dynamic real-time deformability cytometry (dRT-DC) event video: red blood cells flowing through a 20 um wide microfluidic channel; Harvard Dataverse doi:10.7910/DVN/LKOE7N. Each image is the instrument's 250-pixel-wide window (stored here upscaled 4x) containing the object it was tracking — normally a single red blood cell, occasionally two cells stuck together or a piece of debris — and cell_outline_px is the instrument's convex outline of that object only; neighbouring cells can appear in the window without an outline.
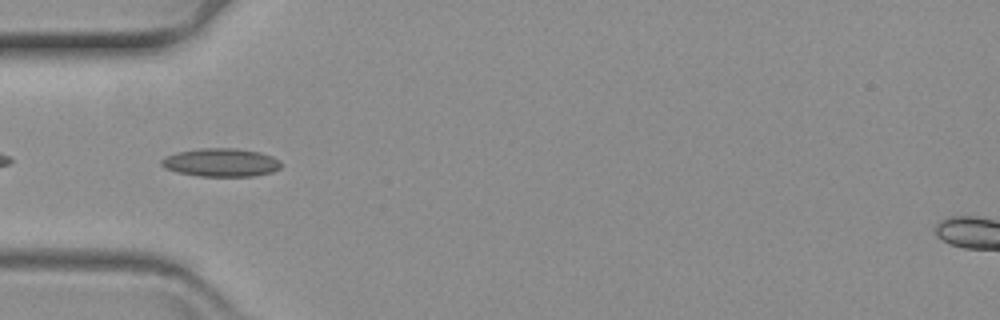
{"species": "common noctule bat (a hibernating species)", "species_latin": "Nyctalus noctula", "temperature_condition": "warm", "stored_images_in_passage": 35, "camera_frame_rate_fps": 3000, "um_per_image_px": 0.085, "animal": {"sex": "female", "body_mass_g": 19.3, "forearm_length_mm": 54.1}, "frame": {"image": 1, "passage_image": 2, "time_ms": 0.333, "image_size_px": [1000, 320], "cell_outline_px": [[280, 168], [272, 172], [252, 176], [200, 176], [176, 172], [164, 168], [160, 164], [160, 160], [164, 156], [176, 152], [200, 148], [236, 148], [260, 152], [272, 156], [280, 160]], "centroid_in_image_um": [18.75, 13.8], "position_along_channel_um": 66.3, "area_um2": 19.88}}
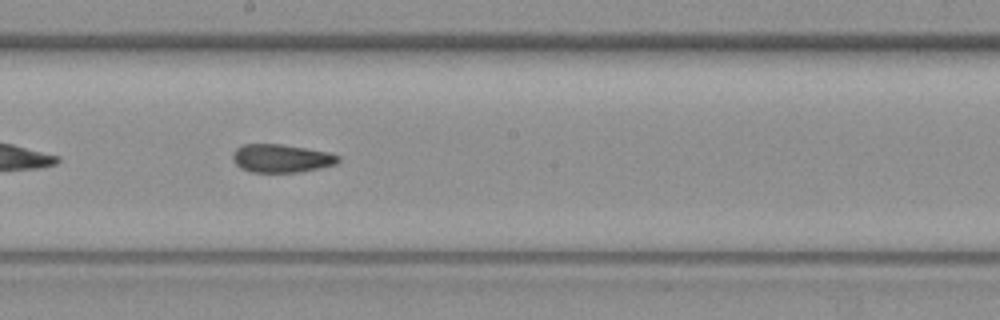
{"frame": {"image": 2, "passage_image": 16, "time_ms": 5.0, "image_size_px": [1000, 320], "cell_outline_px": [[340, 160], [336, 164], [320, 168], [300, 172], [252, 172], [240, 168], [232, 160], [232, 152], [236, 148], [244, 144], [280, 144], [332, 152], [340, 156]], "centroid_in_image_um": [23.92, 13.45], "position_along_channel_um": 224.3, "area_um2": 17.57}}
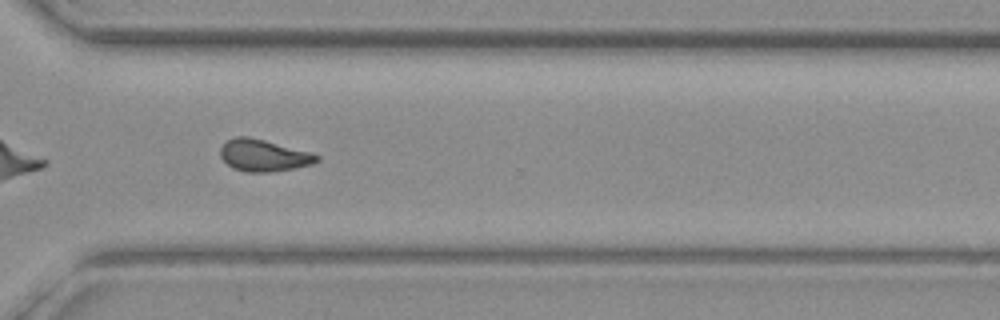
{"frame": {"image": 3, "passage_image": 27, "time_ms": 8.667, "image_size_px": [1000, 320], "cell_outline_px": [[320, 160], [312, 164], [292, 168], [268, 172], [248, 172], [232, 168], [220, 156], [220, 148], [228, 140], [236, 136], [248, 136], [312, 152], [320, 156]], "centroid_in_image_um": [22.42, 13.2], "position_along_channel_um": 348.2, "area_um2": 17.8}}